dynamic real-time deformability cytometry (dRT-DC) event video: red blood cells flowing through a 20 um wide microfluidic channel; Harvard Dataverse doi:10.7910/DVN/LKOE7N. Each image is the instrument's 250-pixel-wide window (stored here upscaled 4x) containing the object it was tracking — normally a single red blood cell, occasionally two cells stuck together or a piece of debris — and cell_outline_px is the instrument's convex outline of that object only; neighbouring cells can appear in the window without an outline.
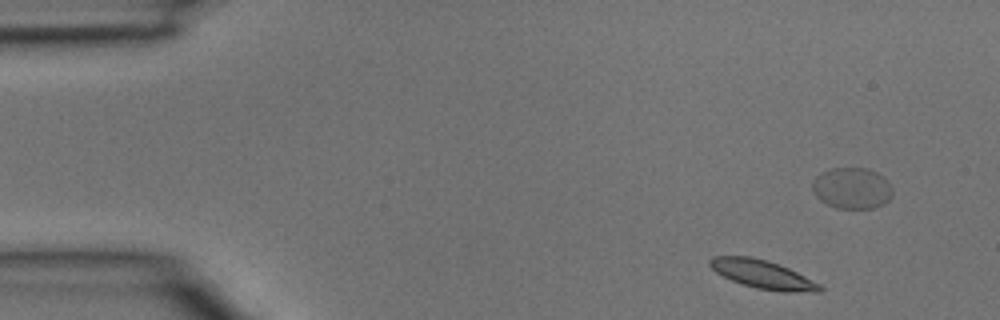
{"species": "common noctule bat (a hibernating species)", "species_latin": "Nyctalus noctula", "temperature_condition": "room temperature", "stored_images_in_passage": 4, "camera_frame_rate_fps": 3000, "um_per_image_px": 0.085, "animal": {"sex": "male", "body_mass_g": 15.6}, "frame": {"image": 1, "passage_image": 1, "time_ms": 0.0, "image_size_px": [1000, 320], "cell_outline_px": [[824, 288], [820, 292], [784, 292], [756, 288], [740, 284], [716, 272], [708, 264], [708, 260], [712, 256], [752, 256], [788, 268], [820, 284]], "centroid_in_image_um": [64.81, 23.33], "position_along_channel_um": 20.2, "area_um2": 18.09}}
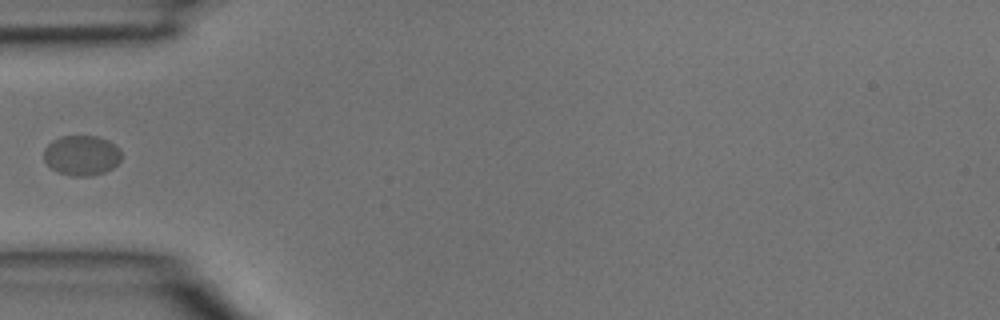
{"frame": {"image": 2, "passage_image": 4, "time_ms": 1.0, "image_size_px": [1000, 320], "cell_outline_px": [[120, 160], [112, 168], [104, 172], [92, 176], [72, 176], [56, 172], [44, 160], [44, 148], [52, 140], [60, 136], [100, 136], [108, 140], [120, 148]], "centroid_in_image_um": [6.93, 13.2], "position_along_channel_um": 78.1, "area_um2": 18.26}}